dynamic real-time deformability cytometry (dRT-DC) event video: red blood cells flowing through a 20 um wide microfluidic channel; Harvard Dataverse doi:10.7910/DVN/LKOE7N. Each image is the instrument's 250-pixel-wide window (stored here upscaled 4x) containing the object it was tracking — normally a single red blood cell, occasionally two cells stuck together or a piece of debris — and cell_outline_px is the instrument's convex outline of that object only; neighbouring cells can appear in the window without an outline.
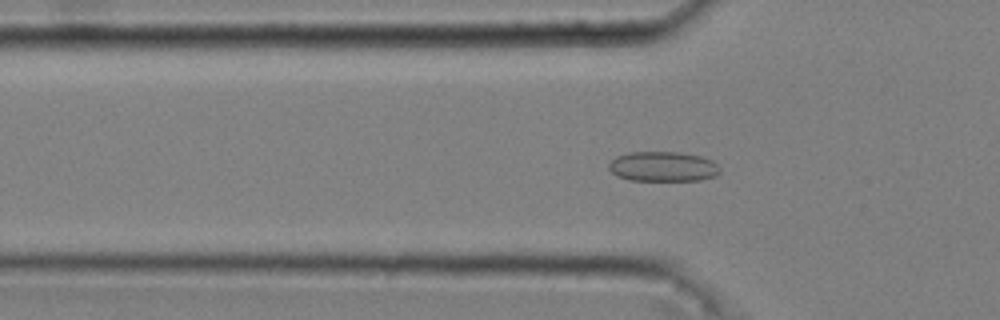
{"species": "common noctule bat (a hibernating species)", "species_latin": "Nyctalus noctula", "temperature_condition": "cold", "stored_images_in_passage": 50, "camera_frame_rate_fps": 3000, "um_per_image_px": 0.085, "animal": {"sex": "male", "body_mass_g": 20.4}, "frame": {"image": 1, "passage_image": 17, "time_ms": 5.333, "image_size_px": [1000, 320], "cell_outline_px": [[720, 172], [716, 176], [700, 180], [628, 180], [616, 176], [608, 168], [608, 164], [616, 156], [632, 152], [680, 152], [700, 156], [712, 160], [720, 168]], "centroid_in_image_um": [56.35, 14.16], "position_along_channel_um": 69.5, "area_um2": 19.42}}
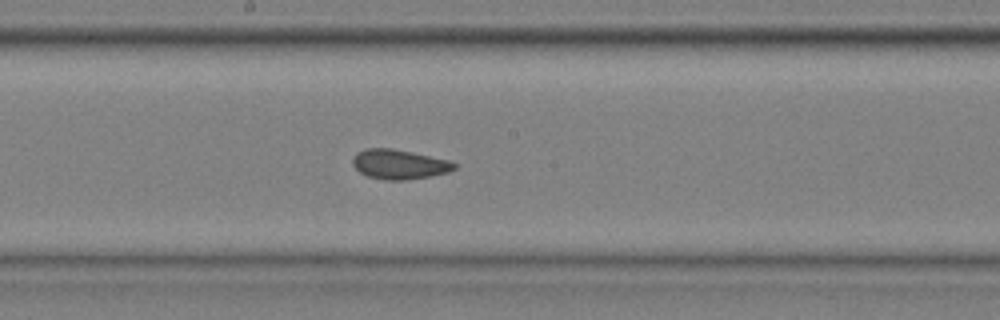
{"frame": {"image": 2, "passage_image": 29, "time_ms": 9.333, "image_size_px": [1000, 320], "cell_outline_px": [[456, 168], [448, 172], [428, 176], [404, 180], [384, 180], [368, 176], [360, 172], [352, 164], [352, 160], [356, 152], [364, 148], [392, 148], [412, 152], [448, 160], [456, 164]], "centroid_in_image_um": [33.89, 13.95], "position_along_channel_um": 214.3, "area_um2": 17.46}}
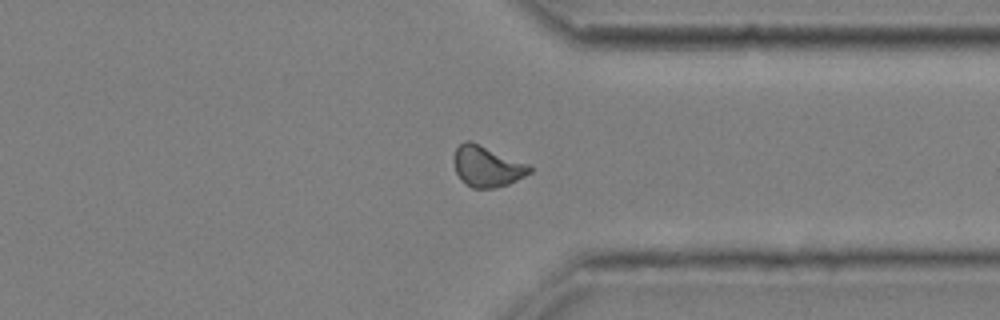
{"frame": {"image": 3, "passage_image": 42, "time_ms": 13.667, "image_size_px": [1000, 320], "cell_outline_px": [[532, 172], [508, 184], [496, 188], [472, 188], [464, 184], [456, 172], [452, 160], [452, 156], [456, 148], [464, 140], [472, 140], [528, 164], [532, 168]], "centroid_in_image_um": [41.35, 14.12], "position_along_channel_um": 370.0, "area_um2": 18.32}, "authors_computed_cell_mechanics": {"area_um2": 17.918, "velocity_mm_per_s": 3.6219, "shape_relaxation_time_tau1_ms": 10.459, "shape_relaxation_time_tau2_ms": 1.3319, "deformation_change_tau1": 0.0992, "deformation_change_tau2": 0.0524}}